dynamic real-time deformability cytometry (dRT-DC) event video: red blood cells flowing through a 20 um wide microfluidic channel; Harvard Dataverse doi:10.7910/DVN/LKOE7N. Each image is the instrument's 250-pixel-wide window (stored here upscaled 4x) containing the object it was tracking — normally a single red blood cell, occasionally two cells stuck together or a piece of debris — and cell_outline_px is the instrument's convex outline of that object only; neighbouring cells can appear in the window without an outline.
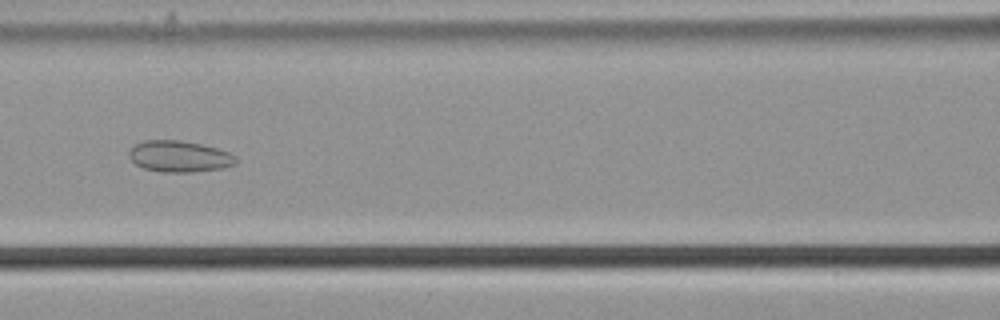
{"species": "common noctule bat (a hibernating species)", "species_latin": "Nyctalus noctula", "temperature_condition": "cold", "stored_images_in_passage": 45, "camera_frame_rate_fps": 3000, "um_per_image_px": 0.085, "animal": {"sex": "male", "body_mass_g": 21.5, "forearm_length_mm": 52.0}, "frame": {"image": 1, "passage_image": 14, "time_ms": 4.333, "image_size_px": [1000, 320], "cell_outline_px": [[236, 164], [224, 168], [192, 172], [164, 172], [144, 168], [136, 164], [128, 156], [128, 152], [136, 144], [144, 140], [180, 140], [200, 144], [216, 148], [228, 152], [236, 156]], "centroid_in_image_um": [15.25, 13.3], "position_along_channel_um": 151.3, "area_um2": 19.42}}
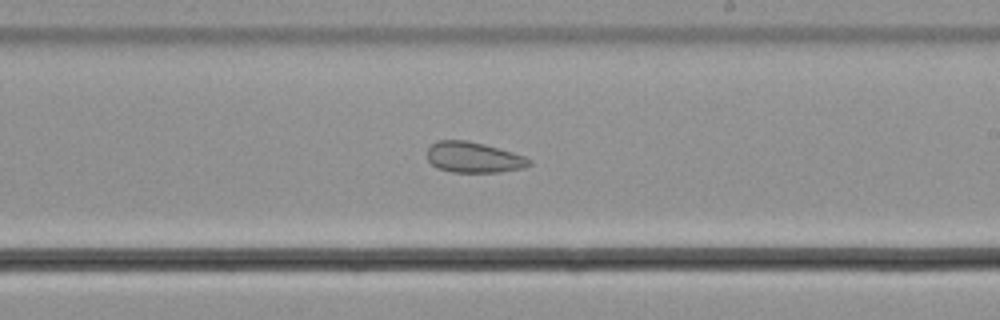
{"frame": {"image": 2, "passage_image": 22, "time_ms": 7.0, "image_size_px": [1000, 320], "cell_outline_px": [[532, 164], [524, 168], [500, 172], [452, 172], [436, 168], [428, 160], [428, 148], [436, 140], [468, 140], [484, 144], [512, 152], [524, 156], [532, 160]], "centroid_in_image_um": [40.26, 13.38], "position_along_channel_um": 248.7, "area_um2": 18.32}}
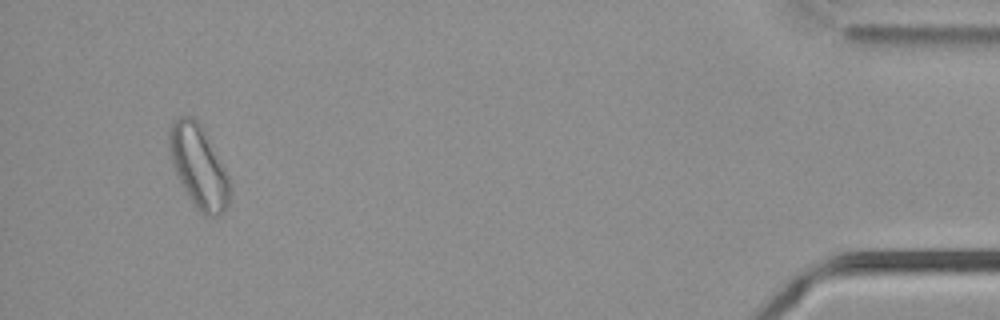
{"frame": {"image": 3, "passage_image": 42, "time_ms": 13.667, "image_size_px": [1000, 320], "cell_outline_px": [[232, 188], [228, 204], [224, 212], [216, 216], [208, 216], [200, 212], [196, 208], [180, 184], [176, 176], [168, 144], [168, 128], [180, 116], [192, 116], [200, 124], [208, 136], [232, 184]], "centroid_in_image_um": [16.89, 14.17], "position_along_channel_um": 418.3, "area_um2": 29.25}, "authors_computed_cell_mechanics": {"area_um2": 21.1548, "velocity_mm_per_s": 3.6669, "shape_relaxation_time_tau1_ms": null, "shape_relaxation_time_tau2_ms": 4.0675, "deformation_change_tau1": null, "deformation_change_tau2": 0.0995}}